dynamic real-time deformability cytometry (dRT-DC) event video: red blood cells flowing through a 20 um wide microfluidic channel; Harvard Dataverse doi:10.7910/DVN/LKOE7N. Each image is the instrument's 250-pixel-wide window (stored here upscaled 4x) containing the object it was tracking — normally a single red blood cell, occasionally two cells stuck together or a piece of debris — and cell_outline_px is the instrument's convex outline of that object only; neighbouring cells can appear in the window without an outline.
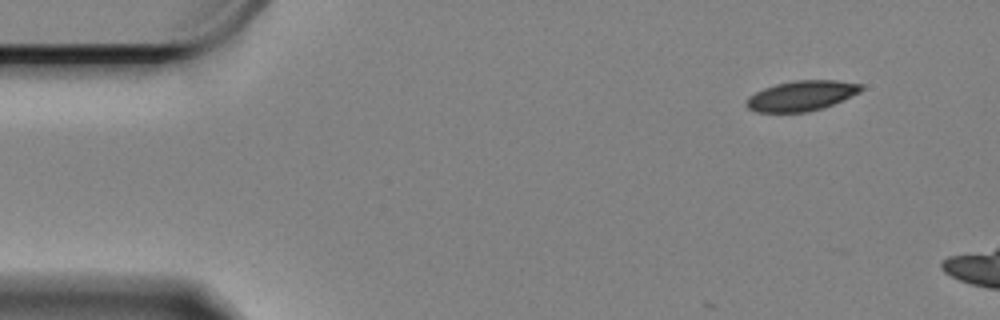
{"species": "Egyptian fruit bat (a non-hibernating species)", "species_latin": "Rousettus aegyptiacus", "temperature_condition": "cold", "stored_images_in_passage": 7, "camera_frame_rate_fps": 3000, "um_per_image_px": 0.085, "animal": {"sex": "female"}, "frame": {"image": 1, "passage_image": 1, "time_ms": 0.0, "image_size_px": [1000, 320], "cell_outline_px": [[864, 88], [860, 92], [832, 104], [808, 112], [756, 112], [748, 108], [744, 104], [744, 100], [748, 96], [764, 88], [776, 84], [796, 80], [836, 80], [864, 84]], "centroid_in_image_um": [68.1, 8.13], "position_along_channel_um": 16.9, "area_um2": 20.17}}